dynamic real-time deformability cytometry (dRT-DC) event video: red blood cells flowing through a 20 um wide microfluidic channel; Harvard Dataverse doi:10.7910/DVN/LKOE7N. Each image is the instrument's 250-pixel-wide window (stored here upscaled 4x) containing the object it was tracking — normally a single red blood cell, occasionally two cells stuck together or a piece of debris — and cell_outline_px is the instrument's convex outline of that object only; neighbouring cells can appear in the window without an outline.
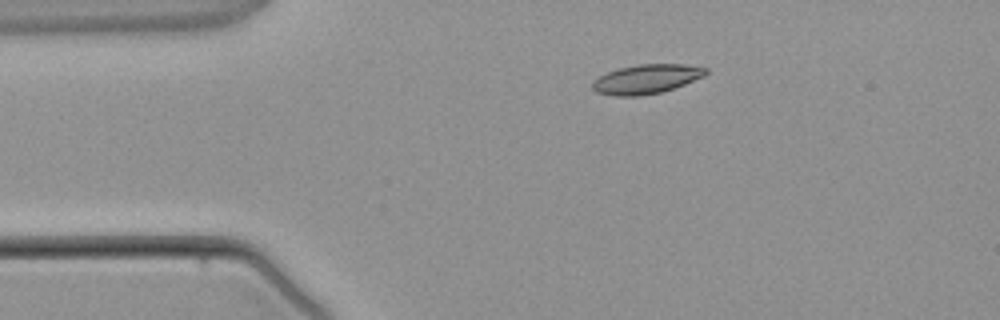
{"species": "common noctule bat (a hibernating species)", "species_latin": "Nyctalus noctula", "temperature_condition": "warm", "stored_images_in_passage": 2, "camera_frame_rate_fps": 3000, "um_per_image_px": 0.085, "animal": {"sex": "male", "body_mass_g": 21.5, "forearm_length_mm": 52.0}, "frame": {"image": 1, "passage_image": 1, "time_ms": 0.0, "image_size_px": [1000, 320], "cell_outline_px": [[708, 72], [704, 76], [684, 84], [660, 92], [640, 96], [616, 96], [596, 92], [592, 88], [592, 80], [608, 72], [620, 68], [640, 64], [684, 64], [708, 68]], "centroid_in_image_um": [54.94, 6.72], "position_along_channel_um": 30.1, "area_um2": 19.19}}